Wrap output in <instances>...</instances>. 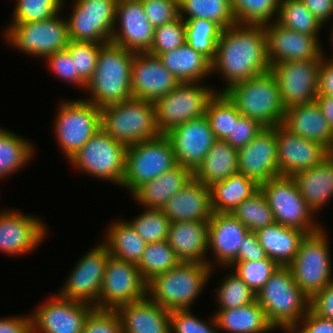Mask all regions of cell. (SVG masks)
<instances>
[{"mask_svg":"<svg viewBox=\"0 0 333 333\" xmlns=\"http://www.w3.org/2000/svg\"><path fill=\"white\" fill-rule=\"evenodd\" d=\"M100 110L102 129L126 146L161 135L156 123L154 102L132 97L101 107Z\"/></svg>","mask_w":333,"mask_h":333,"instance_id":"5","label":"cell"},{"mask_svg":"<svg viewBox=\"0 0 333 333\" xmlns=\"http://www.w3.org/2000/svg\"><path fill=\"white\" fill-rule=\"evenodd\" d=\"M186 43V22L179 16L176 20L158 26L148 53L159 56L161 53L177 49Z\"/></svg>","mask_w":333,"mask_h":333,"instance_id":"51","label":"cell"},{"mask_svg":"<svg viewBox=\"0 0 333 333\" xmlns=\"http://www.w3.org/2000/svg\"><path fill=\"white\" fill-rule=\"evenodd\" d=\"M134 54L113 42L103 44L94 73L84 90L90 96L85 100L101 108L132 98L131 66Z\"/></svg>","mask_w":333,"mask_h":333,"instance_id":"2","label":"cell"},{"mask_svg":"<svg viewBox=\"0 0 333 333\" xmlns=\"http://www.w3.org/2000/svg\"><path fill=\"white\" fill-rule=\"evenodd\" d=\"M275 221L285 227L299 229L307 235L323 228L317 215L308 207L292 176L280 175L260 185ZM317 219V220H316Z\"/></svg>","mask_w":333,"mask_h":333,"instance_id":"11","label":"cell"},{"mask_svg":"<svg viewBox=\"0 0 333 333\" xmlns=\"http://www.w3.org/2000/svg\"><path fill=\"white\" fill-rule=\"evenodd\" d=\"M172 222H209L212 215L210 187L192 178L161 209Z\"/></svg>","mask_w":333,"mask_h":333,"instance_id":"27","label":"cell"},{"mask_svg":"<svg viewBox=\"0 0 333 333\" xmlns=\"http://www.w3.org/2000/svg\"><path fill=\"white\" fill-rule=\"evenodd\" d=\"M321 60L288 61L270 66L285 109L314 102L318 95Z\"/></svg>","mask_w":333,"mask_h":333,"instance_id":"17","label":"cell"},{"mask_svg":"<svg viewBox=\"0 0 333 333\" xmlns=\"http://www.w3.org/2000/svg\"><path fill=\"white\" fill-rule=\"evenodd\" d=\"M264 128L257 120L241 116L238 121H234L232 135H229L225 141L231 147L239 150L258 136Z\"/></svg>","mask_w":333,"mask_h":333,"instance_id":"57","label":"cell"},{"mask_svg":"<svg viewBox=\"0 0 333 333\" xmlns=\"http://www.w3.org/2000/svg\"><path fill=\"white\" fill-rule=\"evenodd\" d=\"M105 43L71 41L67 50L74 59L75 71L87 83L95 70L101 46Z\"/></svg>","mask_w":333,"mask_h":333,"instance_id":"53","label":"cell"},{"mask_svg":"<svg viewBox=\"0 0 333 333\" xmlns=\"http://www.w3.org/2000/svg\"><path fill=\"white\" fill-rule=\"evenodd\" d=\"M309 308L314 313L333 320V281L310 298Z\"/></svg>","mask_w":333,"mask_h":333,"instance_id":"60","label":"cell"},{"mask_svg":"<svg viewBox=\"0 0 333 333\" xmlns=\"http://www.w3.org/2000/svg\"><path fill=\"white\" fill-rule=\"evenodd\" d=\"M53 133L67 161L91 139L101 127V110L85 99H67L58 104Z\"/></svg>","mask_w":333,"mask_h":333,"instance_id":"8","label":"cell"},{"mask_svg":"<svg viewBox=\"0 0 333 333\" xmlns=\"http://www.w3.org/2000/svg\"><path fill=\"white\" fill-rule=\"evenodd\" d=\"M117 0H74L65 16L69 39L78 42H111Z\"/></svg>","mask_w":333,"mask_h":333,"instance_id":"14","label":"cell"},{"mask_svg":"<svg viewBox=\"0 0 333 333\" xmlns=\"http://www.w3.org/2000/svg\"><path fill=\"white\" fill-rule=\"evenodd\" d=\"M260 190V185L241 173L210 186L213 213H231L243 200Z\"/></svg>","mask_w":333,"mask_h":333,"instance_id":"37","label":"cell"},{"mask_svg":"<svg viewBox=\"0 0 333 333\" xmlns=\"http://www.w3.org/2000/svg\"><path fill=\"white\" fill-rule=\"evenodd\" d=\"M333 23V22H332ZM331 29V30H330ZM329 30L331 31V35H330V42H331V46H332V49H333V25H332V27L331 28H329ZM327 53L324 51V50H322V56L325 58V59H328V60H331V61H333V54L330 56V57H328L327 55H326Z\"/></svg>","mask_w":333,"mask_h":333,"instance_id":"65","label":"cell"},{"mask_svg":"<svg viewBox=\"0 0 333 333\" xmlns=\"http://www.w3.org/2000/svg\"><path fill=\"white\" fill-rule=\"evenodd\" d=\"M215 311L213 315L221 332L272 333L276 330L256 300L248 305Z\"/></svg>","mask_w":333,"mask_h":333,"instance_id":"35","label":"cell"},{"mask_svg":"<svg viewBox=\"0 0 333 333\" xmlns=\"http://www.w3.org/2000/svg\"><path fill=\"white\" fill-rule=\"evenodd\" d=\"M276 22L285 28L310 36H319L324 26L301 0H280Z\"/></svg>","mask_w":333,"mask_h":333,"instance_id":"41","label":"cell"},{"mask_svg":"<svg viewBox=\"0 0 333 333\" xmlns=\"http://www.w3.org/2000/svg\"><path fill=\"white\" fill-rule=\"evenodd\" d=\"M224 93L242 116L255 119L264 127L282 125L285 108L271 71L239 82Z\"/></svg>","mask_w":333,"mask_h":333,"instance_id":"6","label":"cell"},{"mask_svg":"<svg viewBox=\"0 0 333 333\" xmlns=\"http://www.w3.org/2000/svg\"><path fill=\"white\" fill-rule=\"evenodd\" d=\"M123 333H171L170 312L148 297L115 309Z\"/></svg>","mask_w":333,"mask_h":333,"instance_id":"29","label":"cell"},{"mask_svg":"<svg viewBox=\"0 0 333 333\" xmlns=\"http://www.w3.org/2000/svg\"><path fill=\"white\" fill-rule=\"evenodd\" d=\"M208 321L193 314L190 309H177L170 312L171 333H220L214 315Z\"/></svg>","mask_w":333,"mask_h":333,"instance_id":"52","label":"cell"},{"mask_svg":"<svg viewBox=\"0 0 333 333\" xmlns=\"http://www.w3.org/2000/svg\"><path fill=\"white\" fill-rule=\"evenodd\" d=\"M177 166L173 146L165 134L127 146L124 178L120 187L132 195L143 184Z\"/></svg>","mask_w":333,"mask_h":333,"instance_id":"10","label":"cell"},{"mask_svg":"<svg viewBox=\"0 0 333 333\" xmlns=\"http://www.w3.org/2000/svg\"><path fill=\"white\" fill-rule=\"evenodd\" d=\"M180 82L158 56L135 53L131 66L132 97L155 102L171 92Z\"/></svg>","mask_w":333,"mask_h":333,"instance_id":"23","label":"cell"},{"mask_svg":"<svg viewBox=\"0 0 333 333\" xmlns=\"http://www.w3.org/2000/svg\"><path fill=\"white\" fill-rule=\"evenodd\" d=\"M270 71L264 25L234 24L222 30L211 73L225 82L224 93L233 85Z\"/></svg>","mask_w":333,"mask_h":333,"instance_id":"1","label":"cell"},{"mask_svg":"<svg viewBox=\"0 0 333 333\" xmlns=\"http://www.w3.org/2000/svg\"><path fill=\"white\" fill-rule=\"evenodd\" d=\"M264 29L270 66L288 61L321 60L323 57V46L319 36L290 30L276 21L265 24Z\"/></svg>","mask_w":333,"mask_h":333,"instance_id":"21","label":"cell"},{"mask_svg":"<svg viewBox=\"0 0 333 333\" xmlns=\"http://www.w3.org/2000/svg\"><path fill=\"white\" fill-rule=\"evenodd\" d=\"M238 173V150L225 140H216L202 163L193 172V178L206 186L228 179Z\"/></svg>","mask_w":333,"mask_h":333,"instance_id":"36","label":"cell"},{"mask_svg":"<svg viewBox=\"0 0 333 333\" xmlns=\"http://www.w3.org/2000/svg\"><path fill=\"white\" fill-rule=\"evenodd\" d=\"M230 272L214 288L218 307L216 309H232L256 300V293L233 271Z\"/></svg>","mask_w":333,"mask_h":333,"instance_id":"47","label":"cell"},{"mask_svg":"<svg viewBox=\"0 0 333 333\" xmlns=\"http://www.w3.org/2000/svg\"><path fill=\"white\" fill-rule=\"evenodd\" d=\"M130 222L138 235L148 244L168 239L170 221L161 209L143 208Z\"/></svg>","mask_w":333,"mask_h":333,"instance_id":"49","label":"cell"},{"mask_svg":"<svg viewBox=\"0 0 333 333\" xmlns=\"http://www.w3.org/2000/svg\"><path fill=\"white\" fill-rule=\"evenodd\" d=\"M204 82H180L171 92L154 102L158 130L167 134L187 121L205 115L209 100L219 90Z\"/></svg>","mask_w":333,"mask_h":333,"instance_id":"13","label":"cell"},{"mask_svg":"<svg viewBox=\"0 0 333 333\" xmlns=\"http://www.w3.org/2000/svg\"><path fill=\"white\" fill-rule=\"evenodd\" d=\"M94 308L56 293L30 313L32 333H82L85 320Z\"/></svg>","mask_w":333,"mask_h":333,"instance_id":"18","label":"cell"},{"mask_svg":"<svg viewBox=\"0 0 333 333\" xmlns=\"http://www.w3.org/2000/svg\"><path fill=\"white\" fill-rule=\"evenodd\" d=\"M147 297V282L136 264L110 256L101 285L97 309L115 310Z\"/></svg>","mask_w":333,"mask_h":333,"instance_id":"16","label":"cell"},{"mask_svg":"<svg viewBox=\"0 0 333 333\" xmlns=\"http://www.w3.org/2000/svg\"><path fill=\"white\" fill-rule=\"evenodd\" d=\"M205 116L216 140H225L232 135L234 121H238L242 115L225 93L216 92L207 104Z\"/></svg>","mask_w":333,"mask_h":333,"instance_id":"42","label":"cell"},{"mask_svg":"<svg viewBox=\"0 0 333 333\" xmlns=\"http://www.w3.org/2000/svg\"><path fill=\"white\" fill-rule=\"evenodd\" d=\"M315 101L319 105V108L328 121L329 126L333 130V97L317 95Z\"/></svg>","mask_w":333,"mask_h":333,"instance_id":"64","label":"cell"},{"mask_svg":"<svg viewBox=\"0 0 333 333\" xmlns=\"http://www.w3.org/2000/svg\"><path fill=\"white\" fill-rule=\"evenodd\" d=\"M154 30L141 0H117L111 42L134 53L149 52Z\"/></svg>","mask_w":333,"mask_h":333,"instance_id":"20","label":"cell"},{"mask_svg":"<svg viewBox=\"0 0 333 333\" xmlns=\"http://www.w3.org/2000/svg\"><path fill=\"white\" fill-rule=\"evenodd\" d=\"M184 21L186 22V43L212 62L223 29L216 22L207 19Z\"/></svg>","mask_w":333,"mask_h":333,"instance_id":"44","label":"cell"},{"mask_svg":"<svg viewBox=\"0 0 333 333\" xmlns=\"http://www.w3.org/2000/svg\"><path fill=\"white\" fill-rule=\"evenodd\" d=\"M248 232L247 227L231 213H213L208 222L207 252L211 253L213 258H210L212 260L208 258L207 264L214 271L217 265L228 270V267L236 260Z\"/></svg>","mask_w":333,"mask_h":333,"instance_id":"24","label":"cell"},{"mask_svg":"<svg viewBox=\"0 0 333 333\" xmlns=\"http://www.w3.org/2000/svg\"><path fill=\"white\" fill-rule=\"evenodd\" d=\"M279 266L269 257L259 261L233 262L228 268L257 293ZM231 268V269H230Z\"/></svg>","mask_w":333,"mask_h":333,"instance_id":"50","label":"cell"},{"mask_svg":"<svg viewBox=\"0 0 333 333\" xmlns=\"http://www.w3.org/2000/svg\"><path fill=\"white\" fill-rule=\"evenodd\" d=\"M318 94L333 97V61L321 58Z\"/></svg>","mask_w":333,"mask_h":333,"instance_id":"63","label":"cell"},{"mask_svg":"<svg viewBox=\"0 0 333 333\" xmlns=\"http://www.w3.org/2000/svg\"><path fill=\"white\" fill-rule=\"evenodd\" d=\"M213 272L205 263L181 262L147 282V297L169 311L191 309Z\"/></svg>","mask_w":333,"mask_h":333,"instance_id":"3","label":"cell"},{"mask_svg":"<svg viewBox=\"0 0 333 333\" xmlns=\"http://www.w3.org/2000/svg\"><path fill=\"white\" fill-rule=\"evenodd\" d=\"M231 5L236 24L265 25L276 21L280 0H231Z\"/></svg>","mask_w":333,"mask_h":333,"instance_id":"46","label":"cell"},{"mask_svg":"<svg viewBox=\"0 0 333 333\" xmlns=\"http://www.w3.org/2000/svg\"><path fill=\"white\" fill-rule=\"evenodd\" d=\"M165 135L173 146L177 165L192 172L202 163L216 141L205 115L176 126Z\"/></svg>","mask_w":333,"mask_h":333,"instance_id":"22","label":"cell"},{"mask_svg":"<svg viewBox=\"0 0 333 333\" xmlns=\"http://www.w3.org/2000/svg\"><path fill=\"white\" fill-rule=\"evenodd\" d=\"M30 140L0 127V181L24 169L35 156Z\"/></svg>","mask_w":333,"mask_h":333,"instance_id":"39","label":"cell"},{"mask_svg":"<svg viewBox=\"0 0 333 333\" xmlns=\"http://www.w3.org/2000/svg\"><path fill=\"white\" fill-rule=\"evenodd\" d=\"M0 333H32L31 315L0 317Z\"/></svg>","mask_w":333,"mask_h":333,"instance_id":"61","label":"cell"},{"mask_svg":"<svg viewBox=\"0 0 333 333\" xmlns=\"http://www.w3.org/2000/svg\"><path fill=\"white\" fill-rule=\"evenodd\" d=\"M308 207L316 215L333 198V154L320 164L292 176Z\"/></svg>","mask_w":333,"mask_h":333,"instance_id":"31","label":"cell"},{"mask_svg":"<svg viewBox=\"0 0 333 333\" xmlns=\"http://www.w3.org/2000/svg\"><path fill=\"white\" fill-rule=\"evenodd\" d=\"M181 263L168 241L148 243L137 264L144 280L148 282L156 275L165 273Z\"/></svg>","mask_w":333,"mask_h":333,"instance_id":"43","label":"cell"},{"mask_svg":"<svg viewBox=\"0 0 333 333\" xmlns=\"http://www.w3.org/2000/svg\"><path fill=\"white\" fill-rule=\"evenodd\" d=\"M158 57L179 82H205L212 75V62L187 43Z\"/></svg>","mask_w":333,"mask_h":333,"instance_id":"34","label":"cell"},{"mask_svg":"<svg viewBox=\"0 0 333 333\" xmlns=\"http://www.w3.org/2000/svg\"><path fill=\"white\" fill-rule=\"evenodd\" d=\"M193 178V172L181 165L140 186L131 196L146 209H162L165 203Z\"/></svg>","mask_w":333,"mask_h":333,"instance_id":"32","label":"cell"},{"mask_svg":"<svg viewBox=\"0 0 333 333\" xmlns=\"http://www.w3.org/2000/svg\"><path fill=\"white\" fill-rule=\"evenodd\" d=\"M147 19L154 28L179 17V0H141Z\"/></svg>","mask_w":333,"mask_h":333,"instance_id":"56","label":"cell"},{"mask_svg":"<svg viewBox=\"0 0 333 333\" xmlns=\"http://www.w3.org/2000/svg\"><path fill=\"white\" fill-rule=\"evenodd\" d=\"M266 258L267 255L260 245L256 233L249 231L243 239V244L234 262L259 261Z\"/></svg>","mask_w":333,"mask_h":333,"instance_id":"59","label":"cell"},{"mask_svg":"<svg viewBox=\"0 0 333 333\" xmlns=\"http://www.w3.org/2000/svg\"><path fill=\"white\" fill-rule=\"evenodd\" d=\"M47 223L39 216L14 209L0 210V252L22 256L35 251L48 235Z\"/></svg>","mask_w":333,"mask_h":333,"instance_id":"19","label":"cell"},{"mask_svg":"<svg viewBox=\"0 0 333 333\" xmlns=\"http://www.w3.org/2000/svg\"><path fill=\"white\" fill-rule=\"evenodd\" d=\"M10 23L44 21L64 11L66 0H15Z\"/></svg>","mask_w":333,"mask_h":333,"instance_id":"48","label":"cell"},{"mask_svg":"<svg viewBox=\"0 0 333 333\" xmlns=\"http://www.w3.org/2000/svg\"><path fill=\"white\" fill-rule=\"evenodd\" d=\"M82 333H123L115 310L94 308L85 320Z\"/></svg>","mask_w":333,"mask_h":333,"instance_id":"55","label":"cell"},{"mask_svg":"<svg viewBox=\"0 0 333 333\" xmlns=\"http://www.w3.org/2000/svg\"><path fill=\"white\" fill-rule=\"evenodd\" d=\"M305 7L323 25L332 22L333 19V0H301Z\"/></svg>","mask_w":333,"mask_h":333,"instance_id":"62","label":"cell"},{"mask_svg":"<svg viewBox=\"0 0 333 333\" xmlns=\"http://www.w3.org/2000/svg\"><path fill=\"white\" fill-rule=\"evenodd\" d=\"M127 146L100 128L68 161L78 172L121 186ZM80 170V171H79Z\"/></svg>","mask_w":333,"mask_h":333,"instance_id":"9","label":"cell"},{"mask_svg":"<svg viewBox=\"0 0 333 333\" xmlns=\"http://www.w3.org/2000/svg\"><path fill=\"white\" fill-rule=\"evenodd\" d=\"M277 162L280 175L293 176L320 164L331 152L318 142L276 126Z\"/></svg>","mask_w":333,"mask_h":333,"instance_id":"25","label":"cell"},{"mask_svg":"<svg viewBox=\"0 0 333 333\" xmlns=\"http://www.w3.org/2000/svg\"><path fill=\"white\" fill-rule=\"evenodd\" d=\"M3 33L4 42L13 50L43 60L66 49L70 42L67 20L61 12L44 21L9 23Z\"/></svg>","mask_w":333,"mask_h":333,"instance_id":"7","label":"cell"},{"mask_svg":"<svg viewBox=\"0 0 333 333\" xmlns=\"http://www.w3.org/2000/svg\"><path fill=\"white\" fill-rule=\"evenodd\" d=\"M167 241L181 262L207 264L208 222H172Z\"/></svg>","mask_w":333,"mask_h":333,"instance_id":"30","label":"cell"},{"mask_svg":"<svg viewBox=\"0 0 333 333\" xmlns=\"http://www.w3.org/2000/svg\"><path fill=\"white\" fill-rule=\"evenodd\" d=\"M238 173L256 181L259 185L280 176L276 126L265 127L250 143L238 150Z\"/></svg>","mask_w":333,"mask_h":333,"instance_id":"26","label":"cell"},{"mask_svg":"<svg viewBox=\"0 0 333 333\" xmlns=\"http://www.w3.org/2000/svg\"><path fill=\"white\" fill-rule=\"evenodd\" d=\"M46 62V67L60 80H64L71 85L74 84L77 88H81L82 91L86 88V82L79 76L77 71H75L74 59L67 49L57 51L44 59Z\"/></svg>","mask_w":333,"mask_h":333,"instance_id":"54","label":"cell"},{"mask_svg":"<svg viewBox=\"0 0 333 333\" xmlns=\"http://www.w3.org/2000/svg\"><path fill=\"white\" fill-rule=\"evenodd\" d=\"M323 227L302 240L295 259L288 266L298 287L311 298L333 281L329 238Z\"/></svg>","mask_w":333,"mask_h":333,"instance_id":"12","label":"cell"},{"mask_svg":"<svg viewBox=\"0 0 333 333\" xmlns=\"http://www.w3.org/2000/svg\"><path fill=\"white\" fill-rule=\"evenodd\" d=\"M98 243L85 252L72 267L60 291L58 289L59 295L93 306L99 302L106 264L111 255L103 241Z\"/></svg>","mask_w":333,"mask_h":333,"instance_id":"15","label":"cell"},{"mask_svg":"<svg viewBox=\"0 0 333 333\" xmlns=\"http://www.w3.org/2000/svg\"><path fill=\"white\" fill-rule=\"evenodd\" d=\"M103 242L111 256L133 264H138L147 243L138 235L129 220L119 219L111 224L104 233Z\"/></svg>","mask_w":333,"mask_h":333,"instance_id":"38","label":"cell"},{"mask_svg":"<svg viewBox=\"0 0 333 333\" xmlns=\"http://www.w3.org/2000/svg\"><path fill=\"white\" fill-rule=\"evenodd\" d=\"M179 16L183 20L214 21L222 29L236 24L231 0H179Z\"/></svg>","mask_w":333,"mask_h":333,"instance_id":"40","label":"cell"},{"mask_svg":"<svg viewBox=\"0 0 333 333\" xmlns=\"http://www.w3.org/2000/svg\"><path fill=\"white\" fill-rule=\"evenodd\" d=\"M267 257L279 267H288L295 259L306 233L277 222L255 232Z\"/></svg>","mask_w":333,"mask_h":333,"instance_id":"33","label":"cell"},{"mask_svg":"<svg viewBox=\"0 0 333 333\" xmlns=\"http://www.w3.org/2000/svg\"><path fill=\"white\" fill-rule=\"evenodd\" d=\"M256 301L275 329L290 331L308 312L310 298L298 287L289 267H278L256 293Z\"/></svg>","mask_w":333,"mask_h":333,"instance_id":"4","label":"cell"},{"mask_svg":"<svg viewBox=\"0 0 333 333\" xmlns=\"http://www.w3.org/2000/svg\"><path fill=\"white\" fill-rule=\"evenodd\" d=\"M231 214L251 232H257L275 223L274 214L266 197L259 190L252 197L243 200Z\"/></svg>","mask_w":333,"mask_h":333,"instance_id":"45","label":"cell"},{"mask_svg":"<svg viewBox=\"0 0 333 333\" xmlns=\"http://www.w3.org/2000/svg\"><path fill=\"white\" fill-rule=\"evenodd\" d=\"M282 126L292 134L318 142L333 151V130L316 101L285 109Z\"/></svg>","mask_w":333,"mask_h":333,"instance_id":"28","label":"cell"},{"mask_svg":"<svg viewBox=\"0 0 333 333\" xmlns=\"http://www.w3.org/2000/svg\"><path fill=\"white\" fill-rule=\"evenodd\" d=\"M291 333H333V320L314 313L310 308Z\"/></svg>","mask_w":333,"mask_h":333,"instance_id":"58","label":"cell"}]
</instances>
